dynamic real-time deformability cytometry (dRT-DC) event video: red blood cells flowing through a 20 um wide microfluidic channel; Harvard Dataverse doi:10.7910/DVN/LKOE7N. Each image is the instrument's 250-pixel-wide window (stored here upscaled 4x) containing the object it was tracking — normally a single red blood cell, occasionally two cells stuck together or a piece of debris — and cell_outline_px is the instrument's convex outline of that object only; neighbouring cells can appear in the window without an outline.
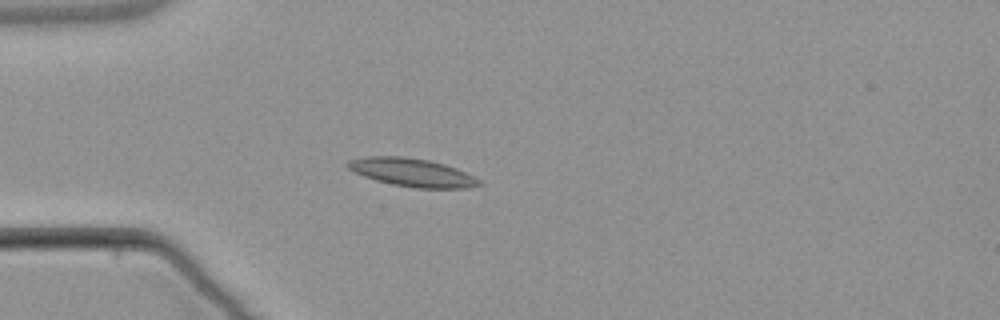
{"species": "common noctule bat (a hibernating species)", "species_latin": "Nyctalus noctula", "temperature_condition": "warm", "stored_images_in_passage": 2, "camera_frame_rate_fps": 3000, "um_per_image_px": 0.085, "animal": {"sex": "male", "body_mass_g": 21.5, "forearm_length_mm": 52.0}, "frame": {"image": 1, "passage_image": 2, "time_ms": 1.333, "image_size_px": [1000, 320], "cell_outline_px": [[484, 184], [468, 188], [416, 188], [392, 184], [376, 180], [352, 172], [344, 164], [348, 160], [368, 156], [404, 156], [428, 160], [444, 164], [456, 168], [480, 180]], "centroid_in_image_um": [34.99, 14.65], "position_along_channel_um": 50.0, "area_um2": 21.62}}